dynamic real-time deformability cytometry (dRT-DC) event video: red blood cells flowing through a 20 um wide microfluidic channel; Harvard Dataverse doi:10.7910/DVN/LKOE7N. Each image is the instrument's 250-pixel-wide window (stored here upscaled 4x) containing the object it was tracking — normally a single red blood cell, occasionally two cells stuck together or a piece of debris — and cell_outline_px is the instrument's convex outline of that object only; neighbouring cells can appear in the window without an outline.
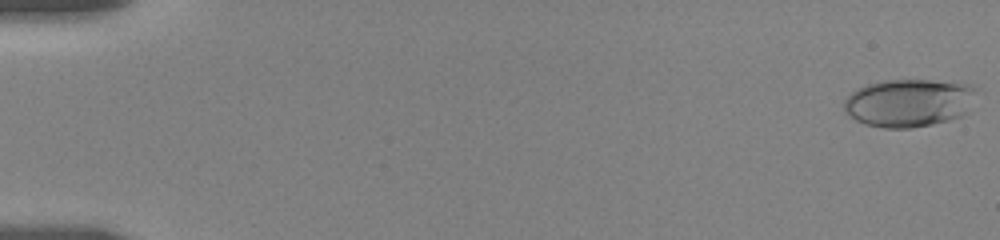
{"species": "human", "species_latin": "Homo sapiens", "temperature_condition": "room temperature", "stored_images_in_passage": 29, "camera_frame_rate_fps": 3000, "um_per_image_px": 0.085, "donor": {"sex": "female"}, "frame": {"image": 1, "passage_image": 1, "time_ms": 0.0, "image_size_px": [1000, 240], "cell_outline_px": [[976, 88], [968, 112], [960, 116], [948, 120], [932, 124], [912, 128], [884, 128], [864, 124], [856, 120], [844, 108], [844, 100], [852, 92], [868, 84], [884, 80], [928, 80], [972, 84]], "centroid_in_image_um": [77.27, 8.74], "position_along_channel_um": 7.7, "area_um2": 36.76}}
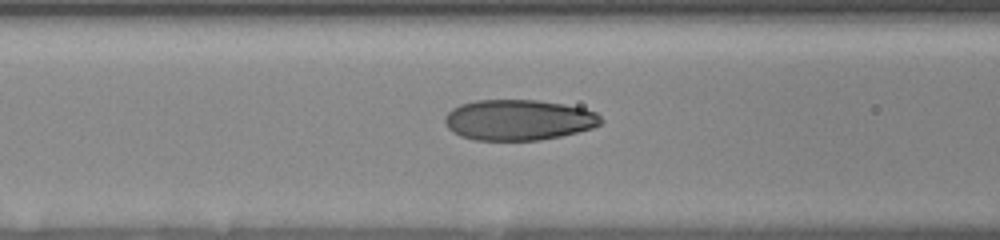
{"frame": {"image": 2, "passage_image": 19, "time_ms": 7.667, "image_size_px": [1000, 240], "cell_outline_px": [[604, 120], [600, 124], [592, 128], [560, 136], [540, 140], [476, 140], [460, 136], [452, 132], [444, 124], [444, 116], [452, 108], [460, 104], [476, 100], [536, 100], [564, 104], [584, 108], [596, 112]], "centroid_in_image_um": [44.05, 10.19], "position_along_channel_um": 122.5, "area_um2": 37.17}}
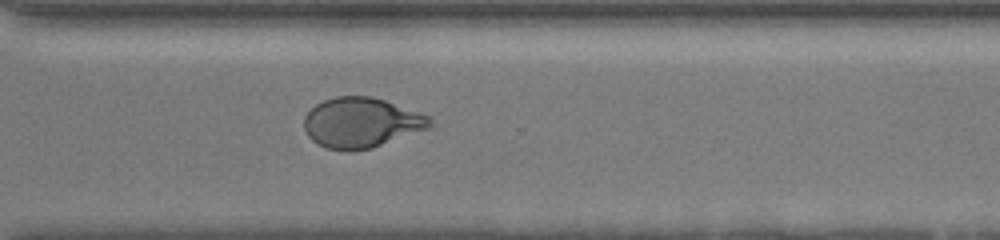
{"frame": {"image": 3, "passage_image": 29, "time_ms": 13.667, "image_size_px": [1000, 240], "cell_outline_px": [[432, 124], [428, 128], [372, 148], [352, 152], [348, 152], [328, 148], [312, 140], [308, 136], [304, 128], [304, 116], [316, 104], [324, 100], [336, 96], [372, 96], [420, 112], [428, 116], [432, 120]], "centroid_in_image_um": [30.69, 10.43], "position_along_channel_um": 339.9, "area_um2": 36.7}}